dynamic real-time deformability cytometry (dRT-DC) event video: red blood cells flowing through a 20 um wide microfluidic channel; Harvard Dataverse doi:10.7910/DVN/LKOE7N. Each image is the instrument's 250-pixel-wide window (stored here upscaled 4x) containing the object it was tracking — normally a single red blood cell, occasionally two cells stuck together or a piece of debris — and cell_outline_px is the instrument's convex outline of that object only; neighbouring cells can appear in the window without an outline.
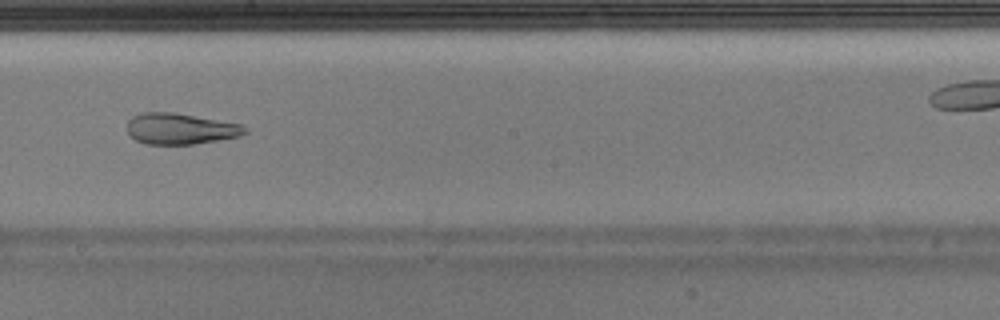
{"species": "Egyptian fruit bat (a non-hibernating species)", "species_latin": "Rousettus aegyptiacus", "temperature_condition": "warm", "stored_images_in_passage": 31, "camera_frame_rate_fps": 3000, "um_per_image_px": 0.085, "animal": {"sex": "male"}, "frame": {"image": 1, "passage_image": 14, "time_ms": 4.333, "image_size_px": [1000, 320], "cell_outline_px": [[248, 132], [240, 136], [196, 144], [144, 144], [136, 140], [128, 132], [128, 120], [132, 116], [140, 112], [172, 112], [240, 124]], "centroid_in_image_um": [15.3, 10.95], "position_along_channel_um": 232.9, "area_um2": 21.15}}